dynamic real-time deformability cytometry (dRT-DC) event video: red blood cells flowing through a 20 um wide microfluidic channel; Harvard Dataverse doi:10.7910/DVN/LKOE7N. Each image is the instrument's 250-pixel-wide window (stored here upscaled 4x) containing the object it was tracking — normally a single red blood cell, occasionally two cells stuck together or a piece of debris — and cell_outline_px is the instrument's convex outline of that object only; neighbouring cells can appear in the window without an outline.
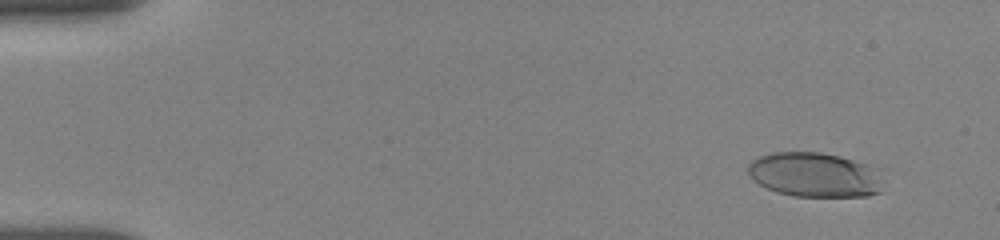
{"species": "human", "species_latin": "Homo sapiens", "temperature_condition": "room temperature", "stored_images_in_passage": 53, "camera_frame_rate_fps": 3000, "um_per_image_px": 0.085, "donor": {"sex": "female"}, "frame": {"image": 1, "passage_image": 5, "time_ms": 1.333, "image_size_px": [1000, 240], "cell_outline_px": [[880, 192], [868, 196], [792, 196], [776, 192], [752, 180], [748, 176], [748, 164], [752, 160], [760, 156], [772, 152], [820, 152], [840, 156], [868, 164], [872, 168]], "centroid_in_image_um": [69.12, 14.85], "position_along_channel_um": 15.9, "area_um2": 34.56}}
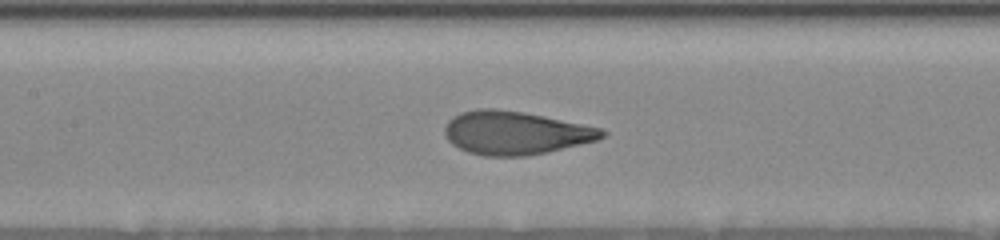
{"frame": {"image": 2, "passage_image": 26, "time_ms": 8.333, "image_size_px": [1000, 240], "cell_outline_px": [[608, 132], [600, 140], [544, 152], [524, 156], [484, 156], [468, 152], [452, 144], [444, 136], [444, 128], [448, 120], [460, 112], [480, 108], [496, 108], [520, 112], [600, 128]], "centroid_in_image_um": [43.75, 11.3], "position_along_channel_um": 163.6, "area_um2": 39.3}}
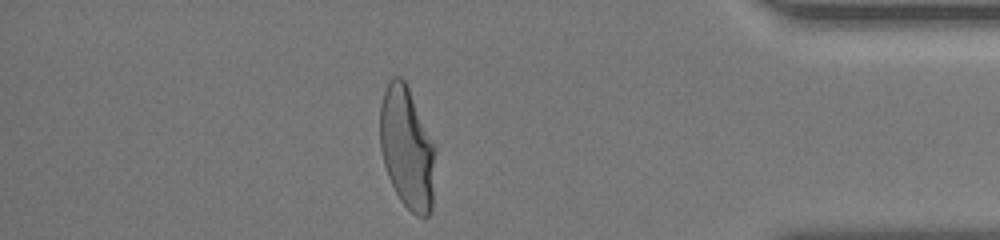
{"frame": {"image": 3, "passage_image": 47, "time_ms": 15.333, "image_size_px": [1000, 240], "cell_outline_px": [[436, 148], [432, 208], [428, 216], [416, 216], [400, 200], [388, 176], [384, 164], [380, 148], [380, 104], [384, 92], [392, 76], [400, 76], [404, 80], [408, 88]], "centroid_in_image_um": [34.6, 12.6], "position_along_channel_um": 400.6, "area_um2": 39.13}, "authors_computed_cell_mechanics": {"area_um2": 39.0728, "velocity_mm_per_s": 3.8209, "shape_relaxation_time_tau1_ms": 5.294, "shape_relaxation_time_tau2_ms": null, "deformation_change_tau1": 0.2109, "deformation_change_tau2": null}}